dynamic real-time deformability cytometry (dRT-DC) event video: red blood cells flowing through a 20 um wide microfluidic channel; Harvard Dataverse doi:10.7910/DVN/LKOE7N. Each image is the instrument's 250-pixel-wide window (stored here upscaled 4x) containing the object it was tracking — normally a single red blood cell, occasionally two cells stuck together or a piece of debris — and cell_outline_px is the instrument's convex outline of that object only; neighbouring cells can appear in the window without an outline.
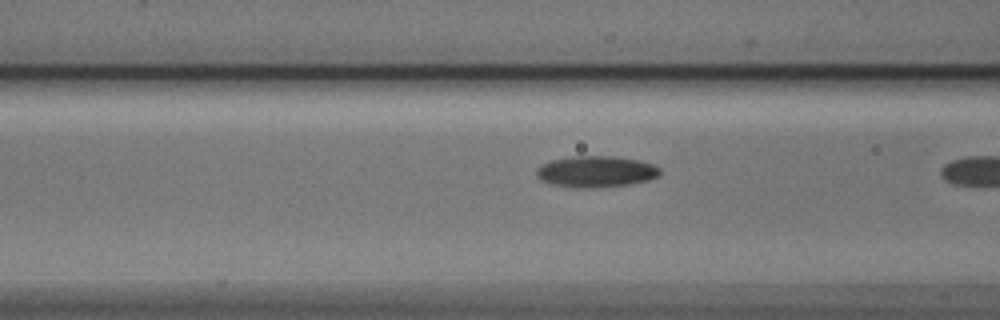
{"species": "Egyptian fruit bat (a non-hibernating species)", "species_latin": "Rousettus aegyptiacus", "temperature_condition": "cold", "stored_images_in_passage": 8, "camera_frame_rate_fps": 3000, "um_per_image_px": 0.085, "animal": {"sex": "male"}, "frame": {"image": 1, "passage_image": 7, "time_ms": 2.0, "image_size_px": [1000, 320], "cell_outline_px": [[660, 176], [648, 180], [628, 184], [592, 188], [552, 184], [540, 180], [536, 176], [536, 168], [540, 164], [552, 160], [572, 156], [612, 156], [640, 160], [652, 164], [660, 168]], "centroid_in_image_um": [50.65, 14.57], "position_along_channel_um": 115.9, "area_um2": 22.43}}